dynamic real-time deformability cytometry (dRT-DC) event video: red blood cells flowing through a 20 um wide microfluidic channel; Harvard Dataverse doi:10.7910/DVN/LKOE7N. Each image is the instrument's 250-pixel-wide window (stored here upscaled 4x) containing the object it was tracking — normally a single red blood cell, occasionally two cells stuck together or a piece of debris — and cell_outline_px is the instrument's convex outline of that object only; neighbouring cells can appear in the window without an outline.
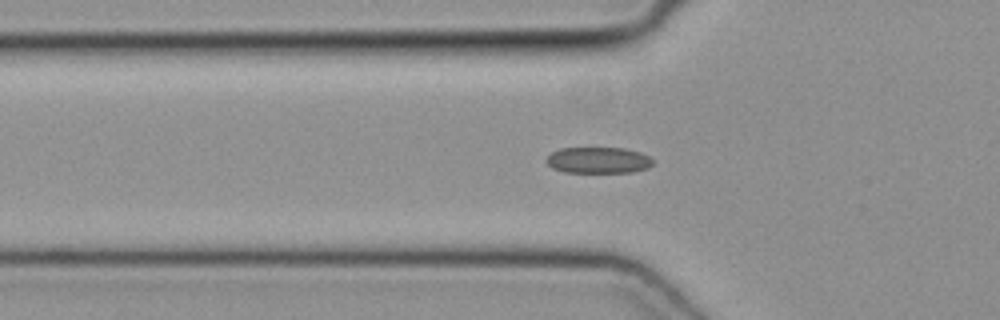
{"species": "common noctule bat (a hibernating species)", "species_latin": "Nyctalus noctula", "temperature_condition": "cold", "stored_images_in_passage": 41, "camera_frame_rate_fps": 3000, "um_per_image_px": 0.085, "animal": {"sex": "female", "body_mass_g": 19.3, "forearm_length_mm": 54.1}, "frame": {"image": 1, "passage_image": 14, "time_ms": 4.333, "image_size_px": [1000, 320], "cell_outline_px": [[652, 164], [648, 168], [632, 172], [564, 172], [552, 168], [544, 160], [552, 152], [560, 148], [624, 148], [640, 152], [648, 156], [652, 160]], "centroid_in_image_um": [50.83, 13.62], "position_along_channel_um": 75.0, "area_um2": 16.24}}
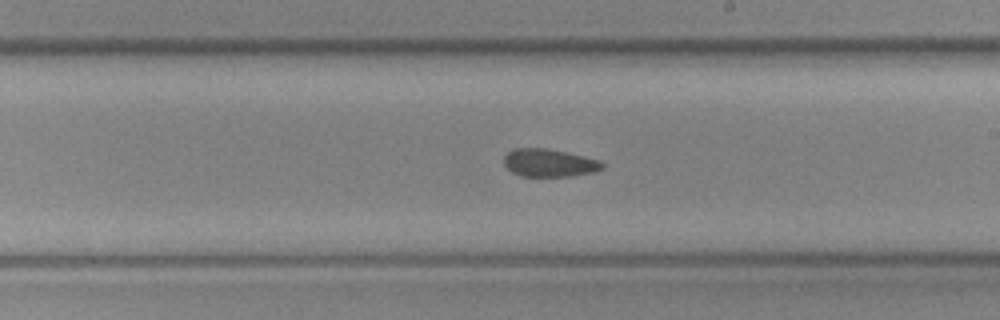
{"frame": {"image": 2, "passage_image": 26, "time_ms": 8.333, "image_size_px": [1000, 320], "cell_outline_px": [[604, 168], [596, 172], [572, 176], [520, 176], [512, 172], [504, 164], [504, 156], [508, 152], [516, 148], [544, 148], [584, 156], [600, 160], [604, 164]], "centroid_in_image_um": [46.71, 13.85], "position_along_channel_um": 242.3, "area_um2": 15.95}}
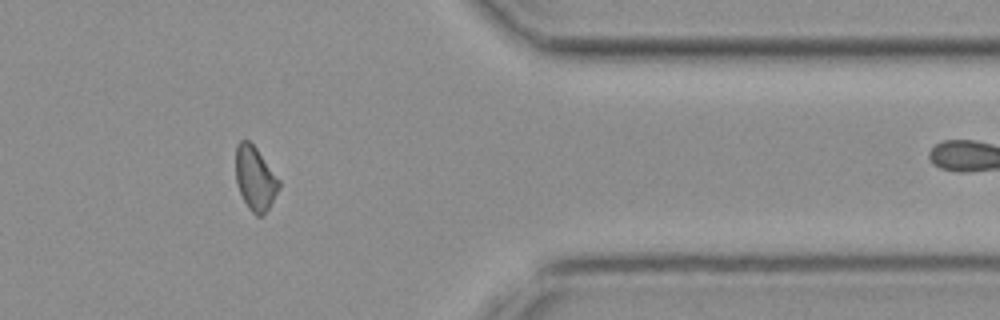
{"frame": {"image": 3, "passage_image": 38, "time_ms": 12.333, "image_size_px": [1000, 320], "cell_outline_px": [[280, 188], [264, 216], [256, 216], [248, 208], [236, 184], [236, 144], [240, 140], [248, 140], [256, 148], [280, 180]], "centroid_in_image_um": [21.69, 15.18], "position_along_channel_um": 389.7, "area_um2": 16.13}}